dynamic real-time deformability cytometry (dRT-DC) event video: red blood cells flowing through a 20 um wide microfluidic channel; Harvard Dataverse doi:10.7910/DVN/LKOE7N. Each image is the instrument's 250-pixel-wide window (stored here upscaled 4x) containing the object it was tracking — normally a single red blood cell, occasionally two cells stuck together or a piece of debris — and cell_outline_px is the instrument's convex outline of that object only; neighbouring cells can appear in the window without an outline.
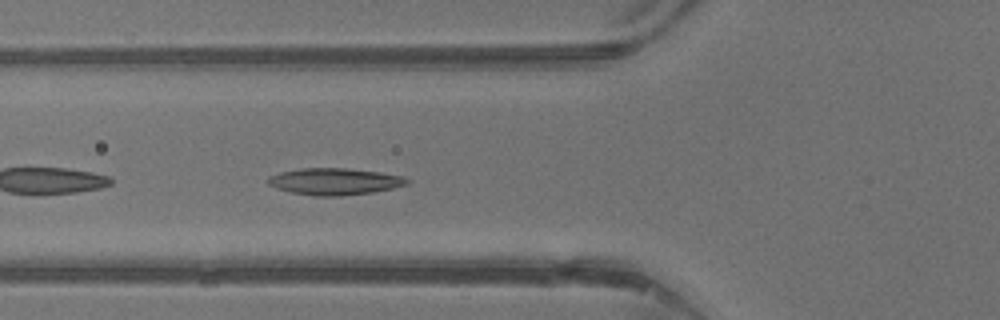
{"species": "common noctule bat (a hibernating species)", "species_latin": "Nyctalus noctula", "temperature_condition": "warm", "stored_images_in_passage": 37, "camera_frame_rate_fps": 3000, "um_per_image_px": 0.085, "animal": {"sex": "male", "body_mass_g": 13.3}, "frame": {"image": 1, "passage_image": 17, "time_ms": 5.333, "image_size_px": [1000, 320], "cell_outline_px": [[412, 180], [408, 184], [392, 188], [372, 192], [340, 196], [312, 196], [292, 192], [276, 188], [268, 184], [268, 176], [280, 172], [300, 168], [348, 168], [380, 172], [404, 176]], "centroid_in_image_um": [28.46, 15.42], "position_along_channel_um": 97.3, "area_um2": 21.79}}
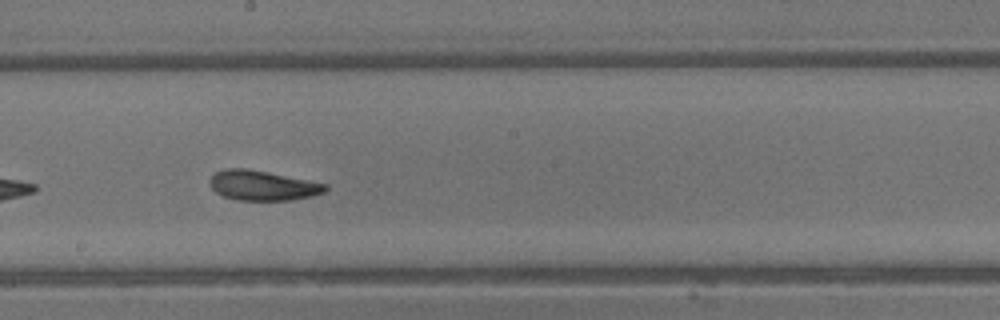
{"frame": {"image": 2, "passage_image": 25, "time_ms": 8.0, "image_size_px": [1000, 320], "cell_outline_px": [[328, 188], [324, 192], [312, 196], [292, 200], [236, 200], [224, 196], [216, 192], [208, 184], [208, 180], [216, 172], [224, 168], [244, 168], [268, 172], [328, 184]], "centroid_in_image_um": [22.31, 15.76], "position_along_channel_um": 225.9, "area_um2": 20.17}}
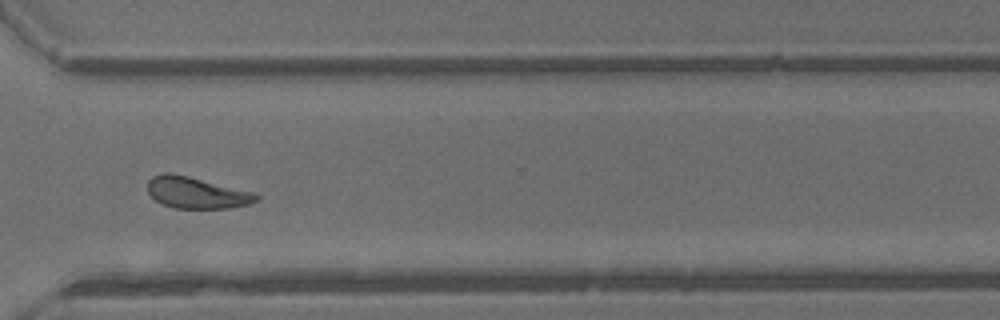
{"frame": {"image": 3, "passage_image": 33, "time_ms": 10.667, "image_size_px": [1000, 320], "cell_outline_px": [[260, 200], [252, 204], [232, 208], [176, 208], [164, 204], [156, 200], [148, 192], [148, 180], [152, 176], [164, 172], [168, 172], [188, 176], [256, 192], [260, 196]], "centroid_in_image_um": [16.78, 16.38], "position_along_channel_um": 353.8, "area_um2": 20.11}, "authors_computed_cell_mechanics": {"area_um2": 20.808, "velocity_mm_per_s": 4.8059, "shape_relaxation_time_tau1_ms": 3.5737, "shape_relaxation_time_tau2_ms": 1.9128, "deformation_change_tau1": 0.1275, "deformation_change_tau2": 0.0889}}